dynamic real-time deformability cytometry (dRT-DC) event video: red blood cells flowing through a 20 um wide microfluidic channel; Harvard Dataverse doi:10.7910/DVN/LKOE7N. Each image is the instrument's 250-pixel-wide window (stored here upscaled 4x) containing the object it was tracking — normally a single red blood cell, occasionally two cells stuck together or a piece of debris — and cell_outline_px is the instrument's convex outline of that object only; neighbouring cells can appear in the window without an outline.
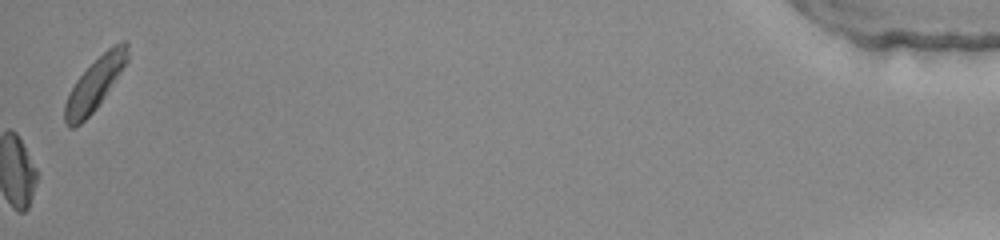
{"species": "common noctule bat (a hibernating species)", "species_latin": "Nyctalus noctula", "temperature_condition": "warm", "stored_images_in_passage": 48, "camera_frame_rate_fps": 3000, "um_per_image_px": 0.085, "animal": {"sex": "female", "body_mass_g": 22.0, "forearm_length_mm": 56.7}, "frame": {"image": 1, "passage_image": 48, "time_ms": 15.667, "image_size_px": [1000, 240], "cell_outline_px": [[128, 60], [96, 108], [80, 124], [72, 128], [68, 128], [64, 120], [64, 104], [76, 80], [108, 48], [124, 40], [128, 40]], "centroid_in_image_um": [8.05, 7.15], "position_along_channel_um": 427.2, "area_um2": 18.38}, "authors_computed_cell_mechanics": {"area_um2": 18.0336, "velocity_mm_per_s": 4.2497, "shape_relaxation_time_tau1_ms": null, "shape_relaxation_time_tau2_ms": 0.9068, "deformation_change_tau1": null, "deformation_change_tau2": 0.0505}}